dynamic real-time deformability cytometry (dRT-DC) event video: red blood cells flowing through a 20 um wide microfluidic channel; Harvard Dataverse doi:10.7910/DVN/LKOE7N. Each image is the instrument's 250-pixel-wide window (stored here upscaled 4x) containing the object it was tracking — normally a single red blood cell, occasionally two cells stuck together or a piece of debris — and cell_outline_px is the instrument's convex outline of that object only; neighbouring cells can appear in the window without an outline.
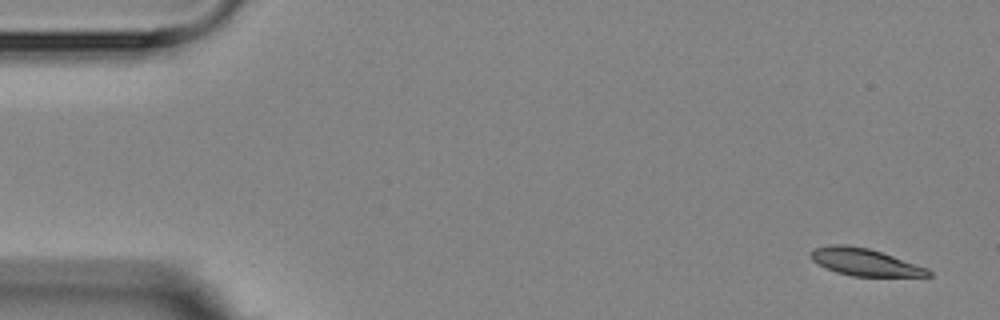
{"species": "Egyptian fruit bat (a non-hibernating species)", "species_latin": "Rousettus aegyptiacus", "temperature_condition": "room temperature", "stored_images_in_passage": 8, "camera_frame_rate_fps": 3000, "um_per_image_px": 0.085, "animal": {"sex": "female"}, "frame": {"image": 1, "passage_image": 1, "time_ms": 0.0, "image_size_px": [1000, 320], "cell_outline_px": [[932, 276], [852, 276], [836, 272], [824, 268], [812, 260], [812, 248], [832, 244], [848, 244], [868, 248], [928, 268], [932, 272]], "centroid_in_image_um": [73.48, 22.27], "position_along_channel_um": 11.5, "area_um2": 18.55}}
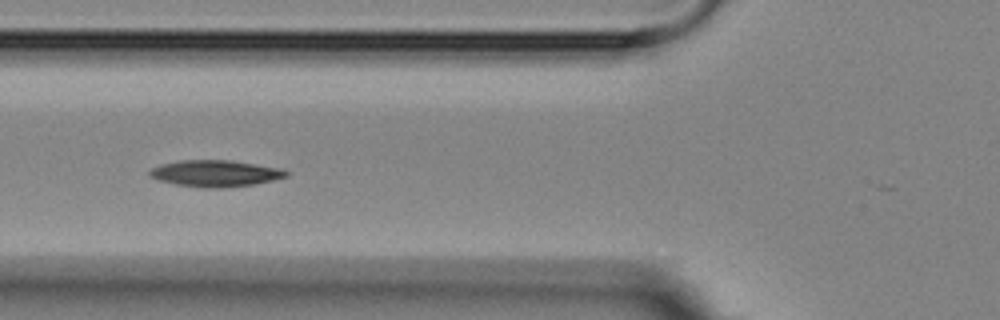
{"frame": {"image": 2, "passage_image": 6, "time_ms": 6.0, "image_size_px": [1000, 320], "cell_outline_px": [[288, 176], [256, 184], [220, 188], [204, 188], [176, 184], [160, 180], [148, 176], [148, 172], [152, 168], [160, 164], [180, 160], [232, 160], [276, 168], [288, 172]], "centroid_in_image_um": [18.25, 14.74], "position_along_channel_um": 107.5, "area_um2": 20.92}}
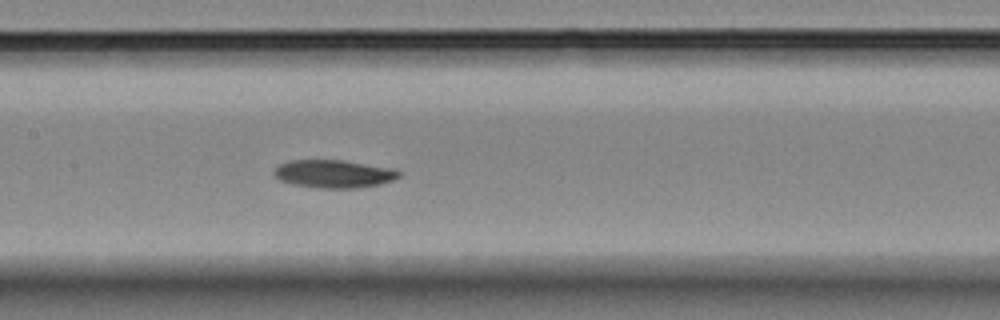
{"frame": {"image": 3, "passage_image": 8, "time_ms": 8.0, "image_size_px": [1000, 320], "cell_outline_px": [[400, 176], [392, 180], [380, 184], [356, 188], [320, 188], [296, 184], [280, 180], [272, 172], [280, 164], [288, 160], [340, 160], [392, 168], [400, 172]], "centroid_in_image_um": [28.37, 14.77], "position_along_channel_um": 179.0, "area_um2": 20.06}}